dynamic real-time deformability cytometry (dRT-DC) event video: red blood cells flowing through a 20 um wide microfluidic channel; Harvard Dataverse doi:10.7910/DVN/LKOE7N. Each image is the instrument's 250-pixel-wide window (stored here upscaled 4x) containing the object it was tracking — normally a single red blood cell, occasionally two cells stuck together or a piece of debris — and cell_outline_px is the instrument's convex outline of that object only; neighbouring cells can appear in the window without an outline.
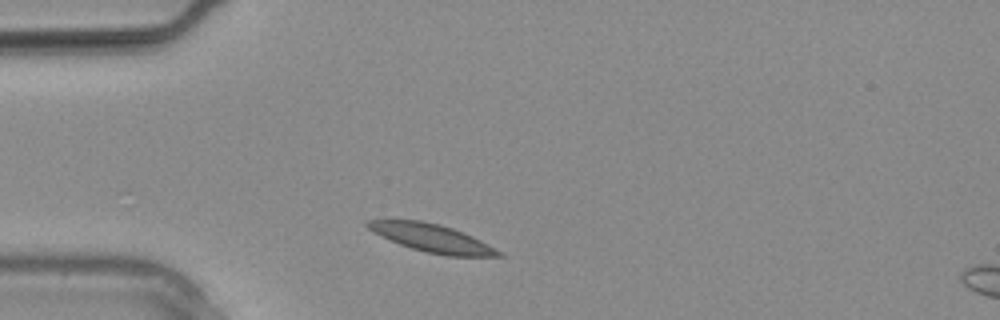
{"species": "common noctule bat (a hibernating species)", "species_latin": "Nyctalus noctula", "temperature_condition": "warm", "stored_images_in_passage": 12, "camera_frame_rate_fps": 3000, "um_per_image_px": 0.085, "animal": {"sex": "male", "body_mass_g": 20.4}, "frame": {"image": 1, "passage_image": 1, "time_ms": 0.0, "image_size_px": [1000, 320], "cell_outline_px": [[504, 256], [448, 256], [424, 252], [400, 244], [380, 236], [372, 232], [364, 224], [364, 220], [420, 220], [440, 224], [452, 228], [472, 236], [480, 240], [500, 252]], "centroid_in_image_um": [36.64, 20.22], "position_along_channel_um": 48.4, "area_um2": 21.15}}